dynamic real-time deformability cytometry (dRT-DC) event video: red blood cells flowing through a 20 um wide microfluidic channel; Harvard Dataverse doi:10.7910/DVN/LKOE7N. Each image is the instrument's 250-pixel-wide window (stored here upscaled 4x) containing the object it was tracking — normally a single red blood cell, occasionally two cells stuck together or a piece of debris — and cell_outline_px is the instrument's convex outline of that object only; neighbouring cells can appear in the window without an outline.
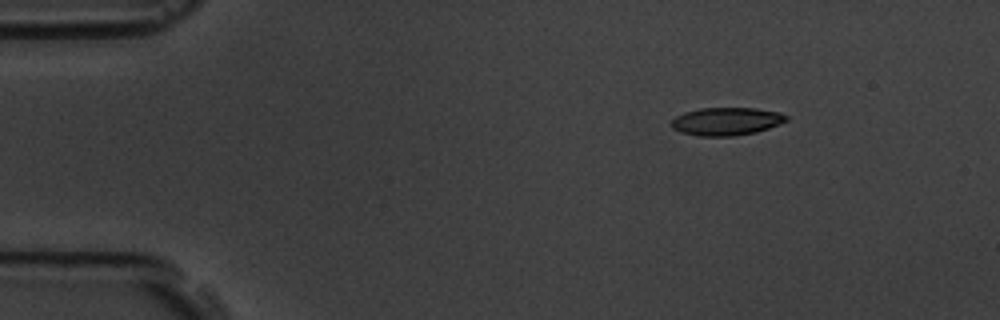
{"species": "common noctule bat (a hibernating species)", "species_latin": "Nyctalus noctula", "temperature_condition": "room temperature", "stored_images_in_passage": 5, "camera_frame_rate_fps": 3000, "um_per_image_px": 0.085, "animal": {"sex": "male", "body_mass_g": 19.5, "forearm_length_mm": 54.6}, "frame": {"image": 1, "passage_image": 1, "time_ms": 0.0, "image_size_px": [1000, 320], "cell_outline_px": [[788, 120], [768, 128], [756, 132], [732, 136], [700, 136], [680, 132], [672, 128], [668, 124], [676, 116], [684, 112], [700, 108], [756, 108], [780, 112], [788, 116]], "centroid_in_image_um": [61.71, 10.31], "position_along_channel_um": 23.3, "area_um2": 18.79}}
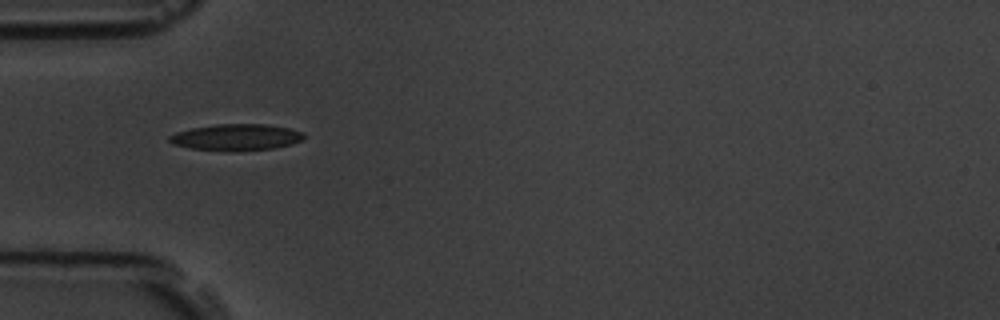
{"frame": {"image": 2, "passage_image": 4, "time_ms": 3.333, "image_size_px": [1000, 320], "cell_outline_px": [[304, 140], [292, 144], [276, 148], [236, 152], [232, 152], [188, 148], [172, 144], [168, 140], [168, 136], [176, 132], [192, 128], [216, 124], [268, 124], [288, 128], [304, 132]], "centroid_in_image_um": [20.09, 11.68], "position_along_channel_um": 64.9, "area_um2": 21.15}}
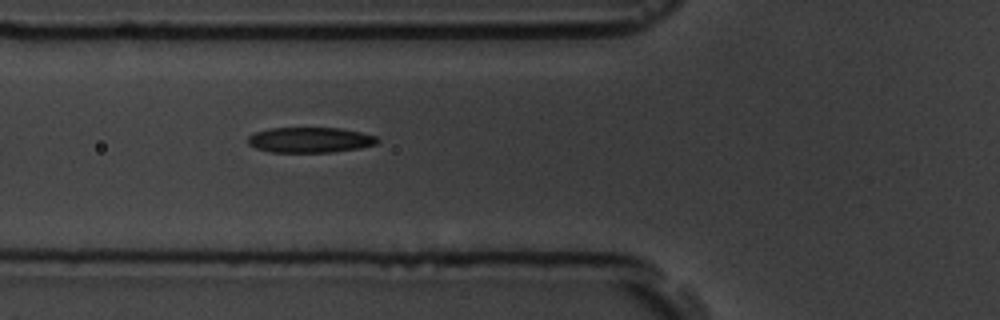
{"frame": {"image": 3, "passage_image": 5, "time_ms": 4.333, "image_size_px": [1000, 320], "cell_outline_px": [[380, 140], [376, 144], [360, 148], [332, 152], [272, 152], [256, 148], [248, 144], [248, 136], [256, 132], [272, 128], [340, 128], [360, 132], [376, 136]], "centroid_in_image_um": [26.37, 11.89], "position_along_channel_um": 99.4, "area_um2": 19.07}}